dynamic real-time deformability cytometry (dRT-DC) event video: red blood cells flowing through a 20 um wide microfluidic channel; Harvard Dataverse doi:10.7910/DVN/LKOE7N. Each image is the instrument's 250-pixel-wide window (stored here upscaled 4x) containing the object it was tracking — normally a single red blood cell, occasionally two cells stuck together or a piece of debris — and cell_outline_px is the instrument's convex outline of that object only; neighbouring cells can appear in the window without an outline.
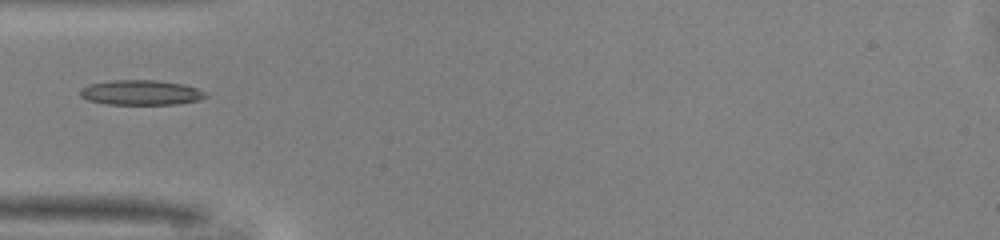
{"species": "common noctule bat (a hibernating species)", "species_latin": "Nyctalus noctula", "temperature_condition": "warm", "stored_images_in_passage": 34, "camera_frame_rate_fps": 3000, "um_per_image_px": 0.085, "animal": {"sex": "male", "body_mass_g": 13.0, "forearm_length_mm": 53.1}, "frame": {"image": 1, "passage_image": 1, "time_ms": 0.0, "image_size_px": [1000, 240], "cell_outline_px": [[208, 96], [200, 100], [176, 104], [108, 104], [88, 100], [80, 96], [80, 88], [92, 84], [112, 80], [156, 80], [184, 84], [196, 88], [204, 92]], "centroid_in_image_um": [11.99, 7.87], "position_along_channel_um": 73.0, "area_um2": 18.15}}
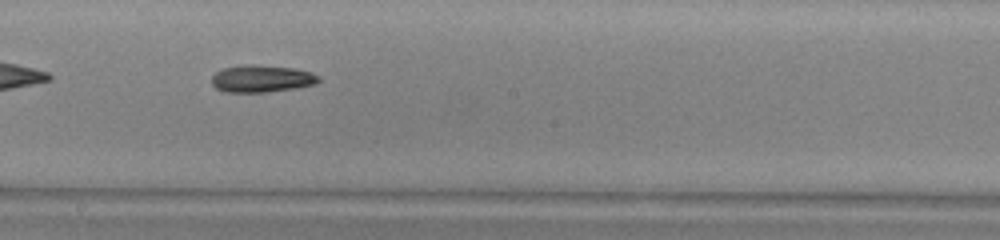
{"frame": {"image": 2, "passage_image": 12, "time_ms": 3.667, "image_size_px": [1000, 240], "cell_outline_px": [[320, 80], [316, 84], [292, 88], [264, 92], [224, 92], [216, 88], [212, 84], [212, 76], [216, 72], [224, 68], [292, 68], [312, 72], [320, 76]], "centroid_in_image_um": [22.27, 6.75], "position_along_channel_um": 225.9, "area_um2": 15.78}}
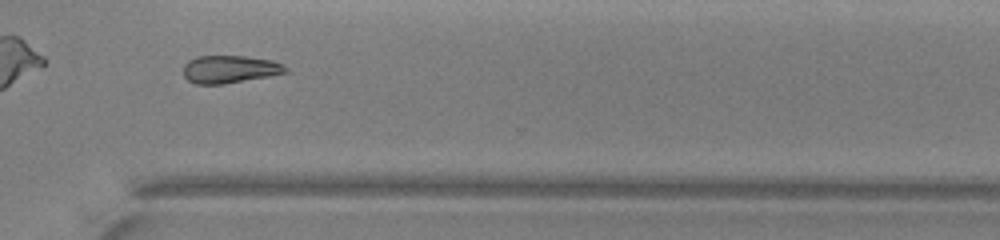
{"frame": {"image": 3, "passage_image": 21, "time_ms": 6.667, "image_size_px": [1000, 240], "cell_outline_px": [[288, 72], [268, 76], [224, 84], [196, 84], [188, 80], [184, 76], [184, 64], [188, 60], [196, 56], [244, 56], [272, 60], [284, 64], [288, 68]], "centroid_in_image_um": [19.53, 5.88], "position_along_channel_um": 351.1, "area_um2": 16.53}}